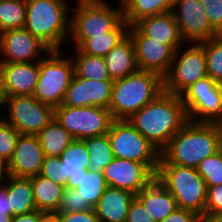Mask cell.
<instances>
[{"label":"cell","instance_id":"obj_1","mask_svg":"<svg viewBox=\"0 0 222 222\" xmlns=\"http://www.w3.org/2000/svg\"><path fill=\"white\" fill-rule=\"evenodd\" d=\"M127 120L159 151L189 121L181 96L164 90Z\"/></svg>","mask_w":222,"mask_h":222},{"label":"cell","instance_id":"obj_2","mask_svg":"<svg viewBox=\"0 0 222 222\" xmlns=\"http://www.w3.org/2000/svg\"><path fill=\"white\" fill-rule=\"evenodd\" d=\"M221 150V135L214 123L188 121L160 151L159 164L196 168Z\"/></svg>","mask_w":222,"mask_h":222},{"label":"cell","instance_id":"obj_3","mask_svg":"<svg viewBox=\"0 0 222 222\" xmlns=\"http://www.w3.org/2000/svg\"><path fill=\"white\" fill-rule=\"evenodd\" d=\"M163 91V78L151 71L137 70L113 81L109 110L114 120H127Z\"/></svg>","mask_w":222,"mask_h":222},{"label":"cell","instance_id":"obj_4","mask_svg":"<svg viewBox=\"0 0 222 222\" xmlns=\"http://www.w3.org/2000/svg\"><path fill=\"white\" fill-rule=\"evenodd\" d=\"M68 0H27L24 28L50 50H61L70 35Z\"/></svg>","mask_w":222,"mask_h":222},{"label":"cell","instance_id":"obj_5","mask_svg":"<svg viewBox=\"0 0 222 222\" xmlns=\"http://www.w3.org/2000/svg\"><path fill=\"white\" fill-rule=\"evenodd\" d=\"M156 179L174 196L178 208L204 214L207 187L196 168L158 164Z\"/></svg>","mask_w":222,"mask_h":222},{"label":"cell","instance_id":"obj_6","mask_svg":"<svg viewBox=\"0 0 222 222\" xmlns=\"http://www.w3.org/2000/svg\"><path fill=\"white\" fill-rule=\"evenodd\" d=\"M119 6L114 8L106 0L77 1L72 10L69 40L72 39L75 47L92 35H104L112 31L123 20V7L121 0Z\"/></svg>","mask_w":222,"mask_h":222},{"label":"cell","instance_id":"obj_7","mask_svg":"<svg viewBox=\"0 0 222 222\" xmlns=\"http://www.w3.org/2000/svg\"><path fill=\"white\" fill-rule=\"evenodd\" d=\"M61 50H50L39 60V79L32 94L34 98L52 107L62 105L65 93L74 76L72 58L61 57Z\"/></svg>","mask_w":222,"mask_h":222},{"label":"cell","instance_id":"obj_8","mask_svg":"<svg viewBox=\"0 0 222 222\" xmlns=\"http://www.w3.org/2000/svg\"><path fill=\"white\" fill-rule=\"evenodd\" d=\"M108 138L114 157L144 163L156 175L160 151L128 120H114Z\"/></svg>","mask_w":222,"mask_h":222},{"label":"cell","instance_id":"obj_9","mask_svg":"<svg viewBox=\"0 0 222 222\" xmlns=\"http://www.w3.org/2000/svg\"><path fill=\"white\" fill-rule=\"evenodd\" d=\"M54 119L74 139L81 140L108 134L114 121L111 111L99 106L71 107L60 105L55 107Z\"/></svg>","mask_w":222,"mask_h":222},{"label":"cell","instance_id":"obj_10","mask_svg":"<svg viewBox=\"0 0 222 222\" xmlns=\"http://www.w3.org/2000/svg\"><path fill=\"white\" fill-rule=\"evenodd\" d=\"M190 44L185 50L179 47L175 51L170 69L163 77L164 91L180 96L200 78L207 76L204 47L200 43Z\"/></svg>","mask_w":222,"mask_h":222},{"label":"cell","instance_id":"obj_11","mask_svg":"<svg viewBox=\"0 0 222 222\" xmlns=\"http://www.w3.org/2000/svg\"><path fill=\"white\" fill-rule=\"evenodd\" d=\"M188 120L213 123L222 111V84L208 75L200 78L181 95Z\"/></svg>","mask_w":222,"mask_h":222},{"label":"cell","instance_id":"obj_12","mask_svg":"<svg viewBox=\"0 0 222 222\" xmlns=\"http://www.w3.org/2000/svg\"><path fill=\"white\" fill-rule=\"evenodd\" d=\"M6 105L9 119L5 120L23 135H37L54 119L55 108L32 95L7 96L3 107Z\"/></svg>","mask_w":222,"mask_h":222},{"label":"cell","instance_id":"obj_13","mask_svg":"<svg viewBox=\"0 0 222 222\" xmlns=\"http://www.w3.org/2000/svg\"><path fill=\"white\" fill-rule=\"evenodd\" d=\"M128 34L132 38L138 69L155 72L163 78L170 69L176 50L144 35L135 25L129 26Z\"/></svg>","mask_w":222,"mask_h":222},{"label":"cell","instance_id":"obj_14","mask_svg":"<svg viewBox=\"0 0 222 222\" xmlns=\"http://www.w3.org/2000/svg\"><path fill=\"white\" fill-rule=\"evenodd\" d=\"M172 13L186 43H200L219 35L211 27L201 0H176Z\"/></svg>","mask_w":222,"mask_h":222},{"label":"cell","instance_id":"obj_15","mask_svg":"<svg viewBox=\"0 0 222 222\" xmlns=\"http://www.w3.org/2000/svg\"><path fill=\"white\" fill-rule=\"evenodd\" d=\"M49 51L43 42L24 27L0 33V62L31 63L35 59H42V52L48 54Z\"/></svg>","mask_w":222,"mask_h":222},{"label":"cell","instance_id":"obj_16","mask_svg":"<svg viewBox=\"0 0 222 222\" xmlns=\"http://www.w3.org/2000/svg\"><path fill=\"white\" fill-rule=\"evenodd\" d=\"M109 187L124 189L137 195L156 175L144 164L133 160L114 158L103 170Z\"/></svg>","mask_w":222,"mask_h":222},{"label":"cell","instance_id":"obj_17","mask_svg":"<svg viewBox=\"0 0 222 222\" xmlns=\"http://www.w3.org/2000/svg\"><path fill=\"white\" fill-rule=\"evenodd\" d=\"M113 80L83 79L74 74L62 105L71 107L99 106L109 109Z\"/></svg>","mask_w":222,"mask_h":222},{"label":"cell","instance_id":"obj_18","mask_svg":"<svg viewBox=\"0 0 222 222\" xmlns=\"http://www.w3.org/2000/svg\"><path fill=\"white\" fill-rule=\"evenodd\" d=\"M44 153L37 135H23L17 139L13 155L7 163L10 176L30 178L40 174Z\"/></svg>","mask_w":222,"mask_h":222},{"label":"cell","instance_id":"obj_19","mask_svg":"<svg viewBox=\"0 0 222 222\" xmlns=\"http://www.w3.org/2000/svg\"><path fill=\"white\" fill-rule=\"evenodd\" d=\"M7 96L32 95L39 79V60L35 63L1 62Z\"/></svg>","mask_w":222,"mask_h":222},{"label":"cell","instance_id":"obj_20","mask_svg":"<svg viewBox=\"0 0 222 222\" xmlns=\"http://www.w3.org/2000/svg\"><path fill=\"white\" fill-rule=\"evenodd\" d=\"M144 35L171 45L175 50L183 47L179 26L172 11L142 18L134 24Z\"/></svg>","mask_w":222,"mask_h":222},{"label":"cell","instance_id":"obj_21","mask_svg":"<svg viewBox=\"0 0 222 222\" xmlns=\"http://www.w3.org/2000/svg\"><path fill=\"white\" fill-rule=\"evenodd\" d=\"M135 197L130 191L108 186L94 207L96 216L100 222H125Z\"/></svg>","mask_w":222,"mask_h":222},{"label":"cell","instance_id":"obj_22","mask_svg":"<svg viewBox=\"0 0 222 222\" xmlns=\"http://www.w3.org/2000/svg\"><path fill=\"white\" fill-rule=\"evenodd\" d=\"M136 198L155 222L164 220L178 208L174 196L156 178Z\"/></svg>","mask_w":222,"mask_h":222},{"label":"cell","instance_id":"obj_23","mask_svg":"<svg viewBox=\"0 0 222 222\" xmlns=\"http://www.w3.org/2000/svg\"><path fill=\"white\" fill-rule=\"evenodd\" d=\"M104 58L108 76L113 81L138 70L135 49L129 34L122 38Z\"/></svg>","mask_w":222,"mask_h":222},{"label":"cell","instance_id":"obj_24","mask_svg":"<svg viewBox=\"0 0 222 222\" xmlns=\"http://www.w3.org/2000/svg\"><path fill=\"white\" fill-rule=\"evenodd\" d=\"M7 178V179H6ZM4 180L12 209V217L37 210L30 178L8 175Z\"/></svg>","mask_w":222,"mask_h":222},{"label":"cell","instance_id":"obj_25","mask_svg":"<svg viewBox=\"0 0 222 222\" xmlns=\"http://www.w3.org/2000/svg\"><path fill=\"white\" fill-rule=\"evenodd\" d=\"M30 181L37 210L47 214L55 213L60 204L64 187L41 175L30 177Z\"/></svg>","mask_w":222,"mask_h":222},{"label":"cell","instance_id":"obj_26","mask_svg":"<svg viewBox=\"0 0 222 222\" xmlns=\"http://www.w3.org/2000/svg\"><path fill=\"white\" fill-rule=\"evenodd\" d=\"M128 28L129 25L123 19L112 31L83 39L76 48L88 55L104 57L128 34Z\"/></svg>","mask_w":222,"mask_h":222},{"label":"cell","instance_id":"obj_27","mask_svg":"<svg viewBox=\"0 0 222 222\" xmlns=\"http://www.w3.org/2000/svg\"><path fill=\"white\" fill-rule=\"evenodd\" d=\"M176 0H121L123 19L134 25L138 20L172 11Z\"/></svg>","mask_w":222,"mask_h":222},{"label":"cell","instance_id":"obj_28","mask_svg":"<svg viewBox=\"0 0 222 222\" xmlns=\"http://www.w3.org/2000/svg\"><path fill=\"white\" fill-rule=\"evenodd\" d=\"M44 156H60L74 137L55 119L37 134Z\"/></svg>","mask_w":222,"mask_h":222},{"label":"cell","instance_id":"obj_29","mask_svg":"<svg viewBox=\"0 0 222 222\" xmlns=\"http://www.w3.org/2000/svg\"><path fill=\"white\" fill-rule=\"evenodd\" d=\"M75 54L70 56L74 63V74L83 79L111 80L108 76L105 58L92 56L80 52L77 48Z\"/></svg>","mask_w":222,"mask_h":222},{"label":"cell","instance_id":"obj_30","mask_svg":"<svg viewBox=\"0 0 222 222\" xmlns=\"http://www.w3.org/2000/svg\"><path fill=\"white\" fill-rule=\"evenodd\" d=\"M90 156L89 170L100 171L115 158L108 134L83 139Z\"/></svg>","mask_w":222,"mask_h":222},{"label":"cell","instance_id":"obj_31","mask_svg":"<svg viewBox=\"0 0 222 222\" xmlns=\"http://www.w3.org/2000/svg\"><path fill=\"white\" fill-rule=\"evenodd\" d=\"M107 187L103 172L87 169V173H82L75 190L79 192L83 203H88L94 208Z\"/></svg>","mask_w":222,"mask_h":222},{"label":"cell","instance_id":"obj_32","mask_svg":"<svg viewBox=\"0 0 222 222\" xmlns=\"http://www.w3.org/2000/svg\"><path fill=\"white\" fill-rule=\"evenodd\" d=\"M26 23V1L0 0V33L23 28Z\"/></svg>","mask_w":222,"mask_h":222},{"label":"cell","instance_id":"obj_33","mask_svg":"<svg viewBox=\"0 0 222 222\" xmlns=\"http://www.w3.org/2000/svg\"><path fill=\"white\" fill-rule=\"evenodd\" d=\"M200 44L205 51L207 75L214 82L222 84V34Z\"/></svg>","mask_w":222,"mask_h":222},{"label":"cell","instance_id":"obj_34","mask_svg":"<svg viewBox=\"0 0 222 222\" xmlns=\"http://www.w3.org/2000/svg\"><path fill=\"white\" fill-rule=\"evenodd\" d=\"M204 178L206 187L222 184V149L212 156L206 157L196 167Z\"/></svg>","mask_w":222,"mask_h":222},{"label":"cell","instance_id":"obj_35","mask_svg":"<svg viewBox=\"0 0 222 222\" xmlns=\"http://www.w3.org/2000/svg\"><path fill=\"white\" fill-rule=\"evenodd\" d=\"M20 132L10 125L5 118L0 119V157L7 163L13 155Z\"/></svg>","mask_w":222,"mask_h":222},{"label":"cell","instance_id":"obj_36","mask_svg":"<svg viewBox=\"0 0 222 222\" xmlns=\"http://www.w3.org/2000/svg\"><path fill=\"white\" fill-rule=\"evenodd\" d=\"M93 209L83 199L75 188H64L60 204L54 214L74 213Z\"/></svg>","mask_w":222,"mask_h":222},{"label":"cell","instance_id":"obj_37","mask_svg":"<svg viewBox=\"0 0 222 222\" xmlns=\"http://www.w3.org/2000/svg\"><path fill=\"white\" fill-rule=\"evenodd\" d=\"M59 157L60 161L80 162L84 169H89L90 156L84 140L74 139Z\"/></svg>","mask_w":222,"mask_h":222},{"label":"cell","instance_id":"obj_38","mask_svg":"<svg viewBox=\"0 0 222 222\" xmlns=\"http://www.w3.org/2000/svg\"><path fill=\"white\" fill-rule=\"evenodd\" d=\"M39 175L63 186L64 188L67 187V184L64 182L63 164L60 161L59 156H45Z\"/></svg>","mask_w":222,"mask_h":222},{"label":"cell","instance_id":"obj_39","mask_svg":"<svg viewBox=\"0 0 222 222\" xmlns=\"http://www.w3.org/2000/svg\"><path fill=\"white\" fill-rule=\"evenodd\" d=\"M211 27L222 34V0H201Z\"/></svg>","mask_w":222,"mask_h":222},{"label":"cell","instance_id":"obj_40","mask_svg":"<svg viewBox=\"0 0 222 222\" xmlns=\"http://www.w3.org/2000/svg\"><path fill=\"white\" fill-rule=\"evenodd\" d=\"M204 214H222V184L207 188Z\"/></svg>","mask_w":222,"mask_h":222},{"label":"cell","instance_id":"obj_41","mask_svg":"<svg viewBox=\"0 0 222 222\" xmlns=\"http://www.w3.org/2000/svg\"><path fill=\"white\" fill-rule=\"evenodd\" d=\"M64 170V182L69 188L78 187L79 179L82 173H87V169H84L80 162L73 161H61Z\"/></svg>","mask_w":222,"mask_h":222},{"label":"cell","instance_id":"obj_42","mask_svg":"<svg viewBox=\"0 0 222 222\" xmlns=\"http://www.w3.org/2000/svg\"><path fill=\"white\" fill-rule=\"evenodd\" d=\"M125 222H155L143 204L135 197L129 207Z\"/></svg>","mask_w":222,"mask_h":222},{"label":"cell","instance_id":"obj_43","mask_svg":"<svg viewBox=\"0 0 222 222\" xmlns=\"http://www.w3.org/2000/svg\"><path fill=\"white\" fill-rule=\"evenodd\" d=\"M59 222H100L95 210L78 211L74 213L55 214Z\"/></svg>","mask_w":222,"mask_h":222},{"label":"cell","instance_id":"obj_44","mask_svg":"<svg viewBox=\"0 0 222 222\" xmlns=\"http://www.w3.org/2000/svg\"><path fill=\"white\" fill-rule=\"evenodd\" d=\"M159 222H200V216L189 210L177 208L164 220Z\"/></svg>","mask_w":222,"mask_h":222},{"label":"cell","instance_id":"obj_45","mask_svg":"<svg viewBox=\"0 0 222 222\" xmlns=\"http://www.w3.org/2000/svg\"><path fill=\"white\" fill-rule=\"evenodd\" d=\"M47 213L39 210L32 211L27 214L13 216L12 222H41Z\"/></svg>","mask_w":222,"mask_h":222},{"label":"cell","instance_id":"obj_46","mask_svg":"<svg viewBox=\"0 0 222 222\" xmlns=\"http://www.w3.org/2000/svg\"><path fill=\"white\" fill-rule=\"evenodd\" d=\"M0 209H9V215L12 216V209L10 208L7 185L0 181Z\"/></svg>","mask_w":222,"mask_h":222},{"label":"cell","instance_id":"obj_47","mask_svg":"<svg viewBox=\"0 0 222 222\" xmlns=\"http://www.w3.org/2000/svg\"><path fill=\"white\" fill-rule=\"evenodd\" d=\"M6 98H7V95L4 88L3 69L0 62V108L3 107Z\"/></svg>","mask_w":222,"mask_h":222},{"label":"cell","instance_id":"obj_48","mask_svg":"<svg viewBox=\"0 0 222 222\" xmlns=\"http://www.w3.org/2000/svg\"><path fill=\"white\" fill-rule=\"evenodd\" d=\"M200 222H222V214H203Z\"/></svg>","mask_w":222,"mask_h":222},{"label":"cell","instance_id":"obj_49","mask_svg":"<svg viewBox=\"0 0 222 222\" xmlns=\"http://www.w3.org/2000/svg\"><path fill=\"white\" fill-rule=\"evenodd\" d=\"M9 175L8 173V167H7V162L4 161L0 157V181H4V179ZM5 176V177H4Z\"/></svg>","mask_w":222,"mask_h":222},{"label":"cell","instance_id":"obj_50","mask_svg":"<svg viewBox=\"0 0 222 222\" xmlns=\"http://www.w3.org/2000/svg\"><path fill=\"white\" fill-rule=\"evenodd\" d=\"M13 217L9 215V209H0V222H12Z\"/></svg>","mask_w":222,"mask_h":222},{"label":"cell","instance_id":"obj_51","mask_svg":"<svg viewBox=\"0 0 222 222\" xmlns=\"http://www.w3.org/2000/svg\"><path fill=\"white\" fill-rule=\"evenodd\" d=\"M41 222H59L58 217L54 213L46 214Z\"/></svg>","mask_w":222,"mask_h":222},{"label":"cell","instance_id":"obj_52","mask_svg":"<svg viewBox=\"0 0 222 222\" xmlns=\"http://www.w3.org/2000/svg\"><path fill=\"white\" fill-rule=\"evenodd\" d=\"M215 125H222V111L219 117L213 122Z\"/></svg>","mask_w":222,"mask_h":222},{"label":"cell","instance_id":"obj_53","mask_svg":"<svg viewBox=\"0 0 222 222\" xmlns=\"http://www.w3.org/2000/svg\"><path fill=\"white\" fill-rule=\"evenodd\" d=\"M219 128L220 135H221V149H222V125H216Z\"/></svg>","mask_w":222,"mask_h":222}]
</instances>
